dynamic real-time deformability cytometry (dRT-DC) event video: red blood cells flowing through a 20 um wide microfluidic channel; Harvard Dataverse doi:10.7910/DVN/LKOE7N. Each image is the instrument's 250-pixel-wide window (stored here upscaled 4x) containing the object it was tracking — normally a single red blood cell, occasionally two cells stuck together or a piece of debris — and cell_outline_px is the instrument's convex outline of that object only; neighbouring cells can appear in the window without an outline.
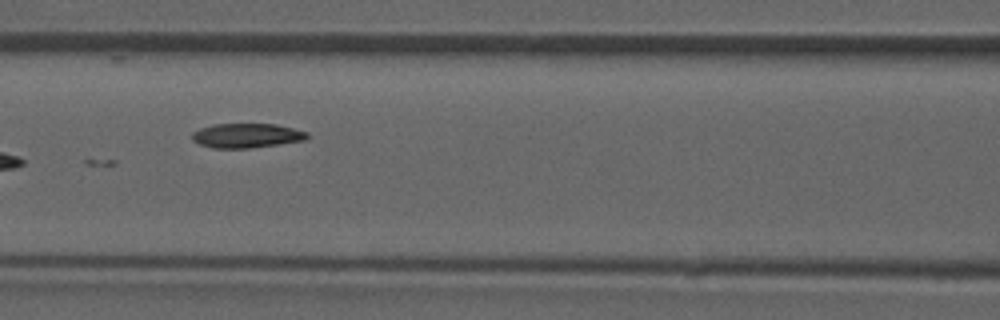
{"species": "common noctule bat (a hibernating species)", "species_latin": "Nyctalus noctula", "temperature_condition": "room temperature", "stored_images_in_passage": 10, "camera_frame_rate_fps": 3000, "um_per_image_px": 0.085, "animal": {"sex": "male", "forearm_length_mm": 52.5}, "frame": {"image": 1, "passage_image": 6, "time_ms": 7.0, "image_size_px": [1000, 320], "cell_outline_px": [[308, 136], [304, 140], [248, 148], [212, 148], [200, 144], [192, 140], [192, 132], [200, 128], [212, 124], [276, 124], [308, 132]], "centroid_in_image_um": [20.92, 11.52], "position_along_channel_um": 145.7, "area_um2": 16.24}}